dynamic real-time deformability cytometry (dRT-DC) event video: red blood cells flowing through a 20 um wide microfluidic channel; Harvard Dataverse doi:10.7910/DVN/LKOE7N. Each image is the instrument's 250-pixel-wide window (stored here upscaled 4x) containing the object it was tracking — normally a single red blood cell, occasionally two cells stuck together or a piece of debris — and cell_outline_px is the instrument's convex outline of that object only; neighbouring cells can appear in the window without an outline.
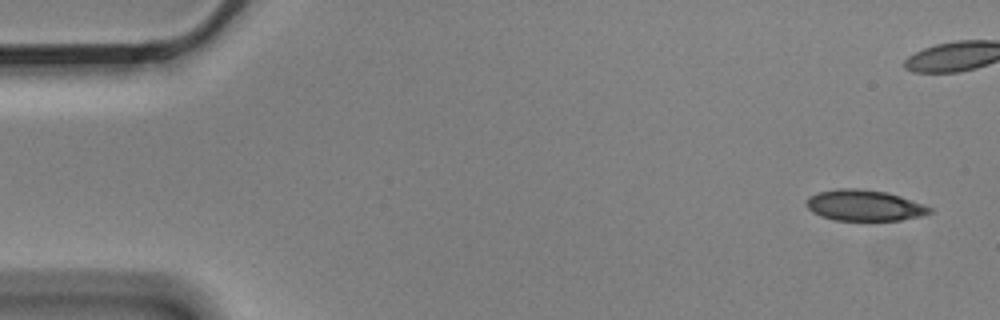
{"species": "Egyptian fruit bat (a non-hibernating species)", "species_latin": "Rousettus aegyptiacus", "temperature_condition": "cold", "stored_images_in_passage": 2, "segment_of_instrument_passage": [2, 2], "camera_frame_rate_fps": 3000, "um_per_image_px": 0.085, "animal": {"sex": "male"}, "frame": {"image": 1, "passage_image": 2, "time_ms": 0.333, "image_size_px": [1000, 320], "cell_outline_px": [[932, 212], [920, 216], [900, 220], [832, 220], [820, 216], [812, 212], [804, 204], [808, 196], [816, 192], [840, 188], [856, 188], [884, 192], [900, 196], [932, 208]], "centroid_in_image_um": [73.39, 17.46], "position_along_channel_um": 11.6, "area_um2": 22.2}}